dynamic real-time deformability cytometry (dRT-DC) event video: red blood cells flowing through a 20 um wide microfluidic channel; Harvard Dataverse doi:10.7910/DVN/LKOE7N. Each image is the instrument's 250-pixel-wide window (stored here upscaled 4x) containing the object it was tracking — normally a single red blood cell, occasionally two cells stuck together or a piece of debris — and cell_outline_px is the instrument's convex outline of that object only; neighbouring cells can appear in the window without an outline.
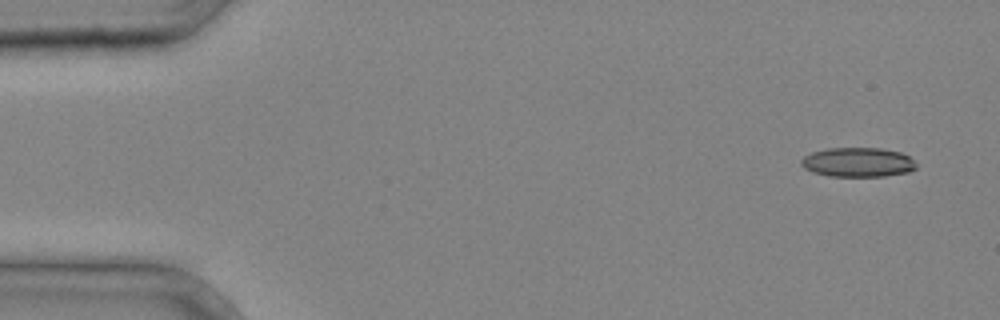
{"species": "common noctule bat (a hibernating species)", "species_latin": "Nyctalus noctula", "temperature_condition": "cold", "stored_images_in_passage": 3, "camera_frame_rate_fps": 3000, "um_per_image_px": 0.085, "animal": {"sex": "male", "body_mass_g": 20.4}, "frame": {"image": 1, "passage_image": 1, "time_ms": 0.0, "image_size_px": [1000, 320], "cell_outline_px": [[916, 168], [908, 172], [884, 176], [828, 176], [812, 172], [804, 168], [800, 164], [800, 160], [804, 156], [812, 152], [828, 148], [880, 148], [900, 152], [908, 156], [916, 164]], "centroid_in_image_um": [72.88, 13.79], "position_along_channel_um": 12.1, "area_um2": 19.71}}
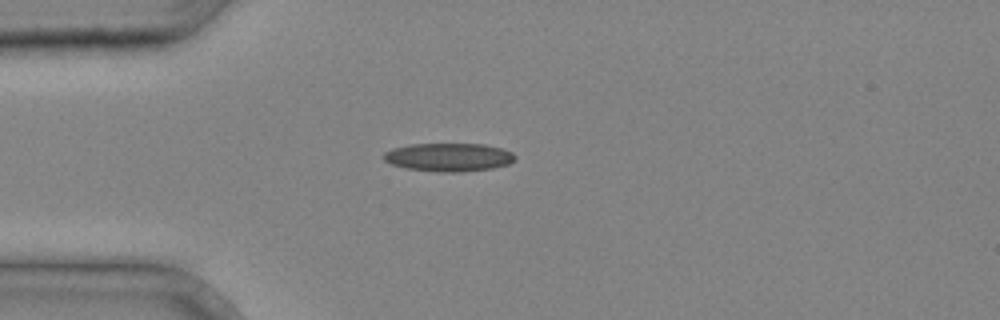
{"frame": {"image": 2, "passage_image": 3, "time_ms": 0.667, "image_size_px": [1000, 320], "cell_outline_px": [[516, 156], [508, 164], [492, 168], [460, 172], [436, 172], [408, 168], [392, 164], [384, 160], [380, 156], [384, 152], [392, 148], [408, 144], [484, 144], [500, 148], [512, 152]], "centroid_in_image_um": [38.09, 13.36], "position_along_channel_um": 46.9, "area_um2": 21.68}}